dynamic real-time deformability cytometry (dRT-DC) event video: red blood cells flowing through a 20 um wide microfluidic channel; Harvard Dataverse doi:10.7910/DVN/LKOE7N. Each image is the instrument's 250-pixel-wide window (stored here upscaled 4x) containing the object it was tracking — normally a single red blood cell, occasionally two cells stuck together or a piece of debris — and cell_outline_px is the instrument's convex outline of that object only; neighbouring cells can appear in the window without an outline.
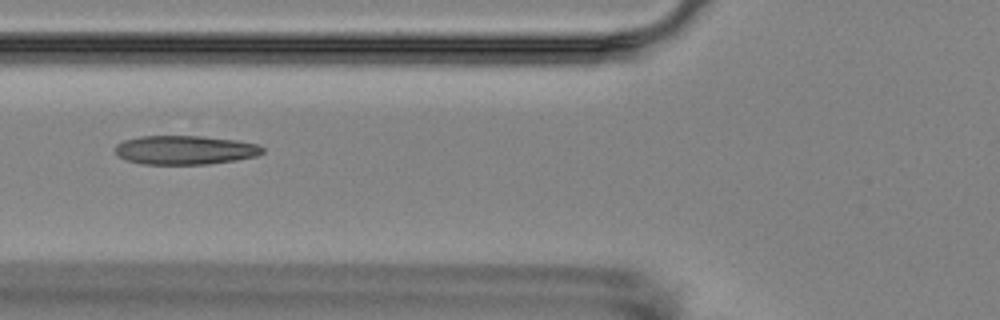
{"species": "Egyptian fruit bat (a non-hibernating species)", "species_latin": "Rousettus aegyptiacus", "temperature_condition": "room temperature", "stored_images_in_passage": 12, "camera_frame_rate_fps": 3000, "um_per_image_px": 0.085, "animal": {"sex": "female"}, "frame": {"image": 1, "passage_image": 3, "time_ms": 3.0, "image_size_px": [1000, 320], "cell_outline_px": [[264, 152], [256, 156], [236, 160], [208, 164], [144, 164], [128, 160], [120, 156], [116, 152], [116, 144], [124, 140], [140, 136], [204, 136], [236, 140], [260, 144], [264, 148]], "centroid_in_image_um": [15.78, 12.74], "position_along_channel_um": 110.0, "area_um2": 24.85}}
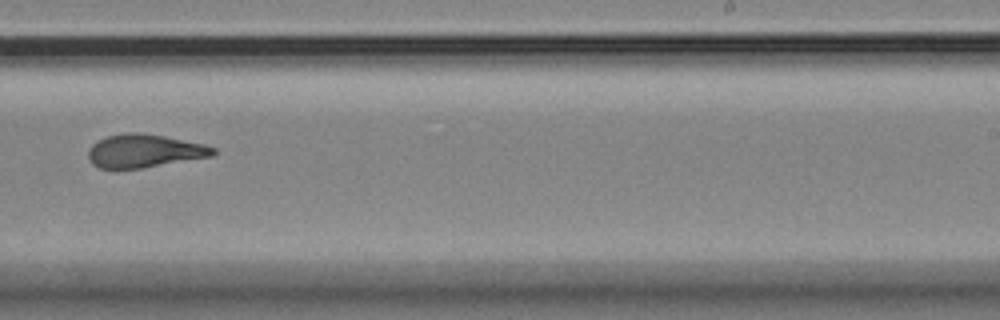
{"frame": {"image": 2, "passage_image": 7, "time_ms": 7.667, "image_size_px": [1000, 320], "cell_outline_px": [[216, 152], [212, 156], [140, 168], [100, 168], [92, 164], [88, 156], [88, 152], [92, 144], [108, 136], [128, 132], [140, 132], [164, 136], [204, 144], [216, 148]], "centroid_in_image_um": [12.27, 12.82], "position_along_channel_um": 276.7, "area_um2": 23.87}}
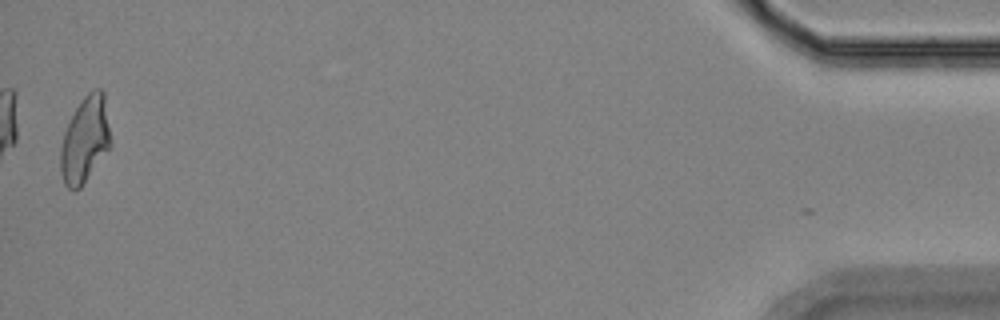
{"frame": {"image": 3, "passage_image": 12, "time_ms": 14.333, "image_size_px": [1000, 320], "cell_outline_px": [[112, 144], [80, 188], [76, 192], [68, 188], [64, 184], [60, 172], [60, 148], [64, 132], [80, 100], [88, 92], [96, 88], [100, 88], [104, 92], [112, 140]], "centroid_in_image_um": [7.23, 11.87], "position_along_channel_um": 428.0, "area_um2": 25.32}, "authors_computed_cell_mechanics": {"area_um2": 24.4205, "velocity_mm_per_s": 3.5563, "shape_relaxation_time_tau1_ms": null, "shape_relaxation_time_tau2_ms": 4.1744, "deformation_change_tau1": null, "deformation_change_tau2": 0.1211}}